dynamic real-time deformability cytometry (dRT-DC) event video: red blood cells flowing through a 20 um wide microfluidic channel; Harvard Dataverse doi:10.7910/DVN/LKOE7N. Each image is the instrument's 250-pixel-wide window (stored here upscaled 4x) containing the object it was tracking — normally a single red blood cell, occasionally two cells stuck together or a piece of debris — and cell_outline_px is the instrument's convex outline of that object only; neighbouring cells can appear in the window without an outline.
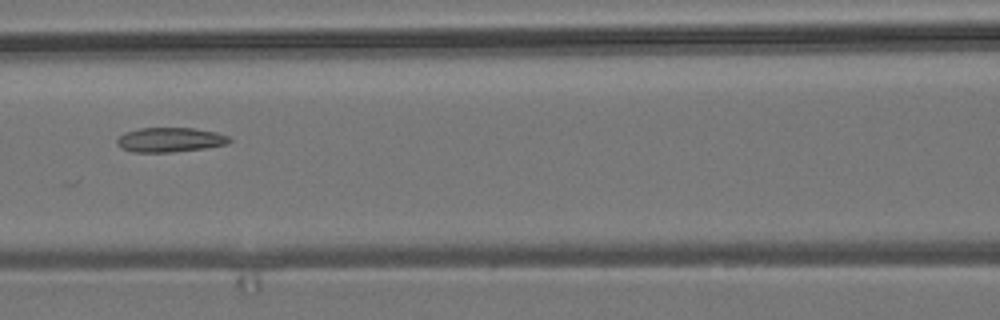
{"species": "common noctule bat (a hibernating species)", "species_latin": "Nyctalus noctula", "temperature_condition": "room temperature", "stored_images_in_passage": 8, "camera_frame_rate_fps": 3000, "um_per_image_px": 0.085, "animal": {"sex": "male", "body_mass_g": 19.2, "forearm_length_mm": 51.8}, "frame": {"image": 1, "passage_image": 5, "time_ms": 4.667, "image_size_px": [1000, 320], "cell_outline_px": [[232, 140], [228, 144], [204, 148], [172, 152], [132, 152], [120, 148], [116, 144], [116, 140], [124, 132], [140, 128], [192, 128], [216, 132], [228, 136]], "centroid_in_image_um": [14.42, 11.88], "position_along_channel_um": 152.2, "area_um2": 16.13}}
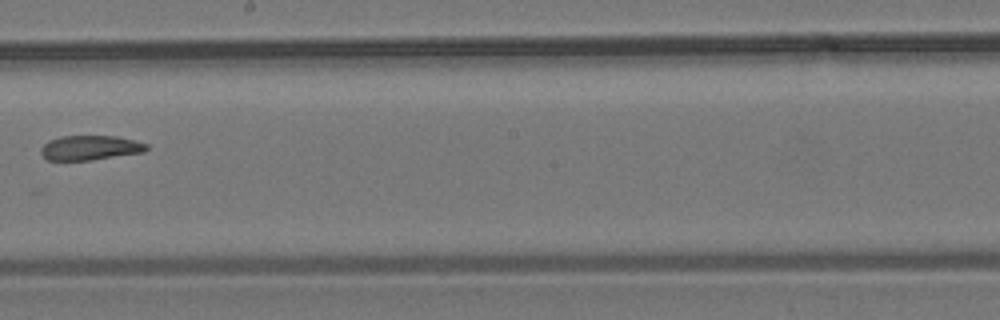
{"frame": {"image": 2, "passage_image": 7, "time_ms": 7.0, "image_size_px": [1000, 320], "cell_outline_px": [[148, 148], [144, 152], [92, 160], [48, 160], [40, 152], [40, 148], [48, 140], [60, 136], [116, 136], [148, 144]], "centroid_in_image_um": [7.64, 12.56], "position_along_channel_um": 240.6, "area_um2": 15.14}}
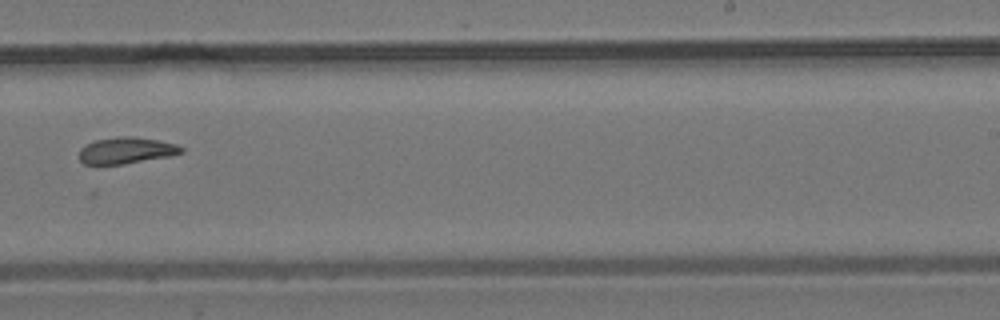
{"frame": {"image": 3, "passage_image": 8, "time_ms": 8.0, "image_size_px": [1000, 320], "cell_outline_px": [[184, 152], [172, 156], [124, 164], [84, 164], [80, 160], [80, 148], [96, 140], [120, 136], [132, 136], [156, 140], [176, 144], [184, 148]], "centroid_in_image_um": [10.77, 12.79], "position_along_channel_um": 278.2, "area_um2": 15.66}}